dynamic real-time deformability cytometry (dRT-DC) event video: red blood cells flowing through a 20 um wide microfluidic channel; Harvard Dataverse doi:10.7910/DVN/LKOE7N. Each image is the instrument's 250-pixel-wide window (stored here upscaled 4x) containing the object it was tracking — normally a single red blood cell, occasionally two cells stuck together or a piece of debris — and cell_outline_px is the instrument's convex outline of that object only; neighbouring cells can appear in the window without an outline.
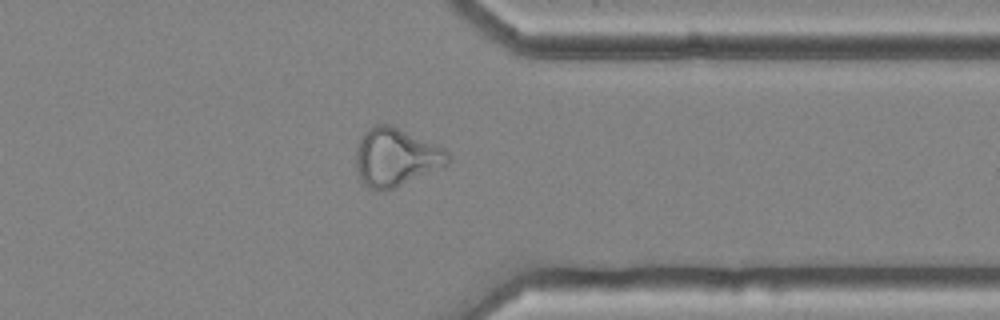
{"species": "common noctule bat (a hibernating species)", "species_latin": "Nyctalus noctula", "temperature_condition": "cold", "stored_images_in_passage": 51, "camera_frame_rate_fps": 3000, "um_per_image_px": 0.085, "animal": {"sex": "female", "body_mass_g": 25.1}, "frame": {"image": 1, "passage_image": 44, "time_ms": 14.333, "image_size_px": [1000, 320], "cell_outline_px": [[452, 160], [448, 164], [396, 188], [380, 192], [368, 188], [360, 184], [356, 168], [356, 148], [364, 132], [368, 128], [376, 124], [392, 124], [444, 148], [452, 156]], "centroid_in_image_um": [33.63, 13.38], "position_along_channel_um": 377.8, "area_um2": 31.73}}